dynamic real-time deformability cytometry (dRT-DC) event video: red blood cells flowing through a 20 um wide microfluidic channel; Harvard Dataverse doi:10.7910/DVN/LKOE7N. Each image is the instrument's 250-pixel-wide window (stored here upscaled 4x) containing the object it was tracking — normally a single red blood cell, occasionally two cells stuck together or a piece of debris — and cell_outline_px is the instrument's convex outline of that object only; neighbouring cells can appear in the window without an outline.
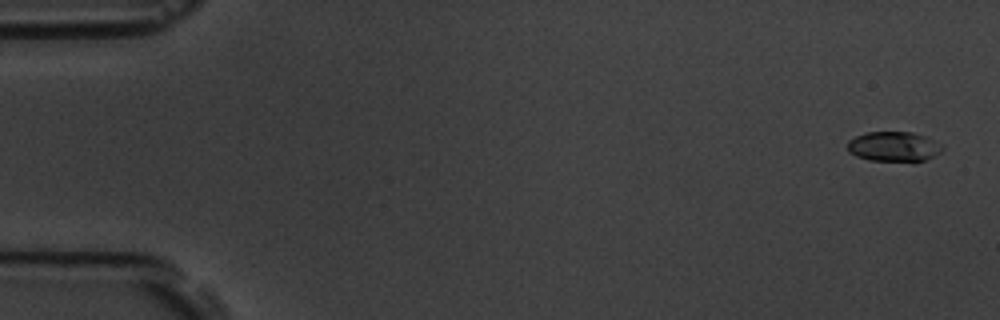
{"species": "common noctule bat (a hibernating species)", "species_latin": "Nyctalus noctula", "temperature_condition": "room temperature", "stored_images_in_passage": 6, "camera_frame_rate_fps": 3000, "um_per_image_px": 0.085, "animal": {"sex": "male", "body_mass_g": 19.5, "forearm_length_mm": 54.6}, "frame": {"image": 1, "passage_image": 1, "time_ms": 0.0, "image_size_px": [1000, 320], "cell_outline_px": [[944, 148], [940, 152], [924, 160], [868, 160], [856, 156], [848, 152], [848, 140], [856, 136], [868, 132], [912, 132], [928, 136], [940, 144]], "centroid_in_image_um": [75.95, 12.43], "position_along_channel_um": 9.0, "area_um2": 16.3}}